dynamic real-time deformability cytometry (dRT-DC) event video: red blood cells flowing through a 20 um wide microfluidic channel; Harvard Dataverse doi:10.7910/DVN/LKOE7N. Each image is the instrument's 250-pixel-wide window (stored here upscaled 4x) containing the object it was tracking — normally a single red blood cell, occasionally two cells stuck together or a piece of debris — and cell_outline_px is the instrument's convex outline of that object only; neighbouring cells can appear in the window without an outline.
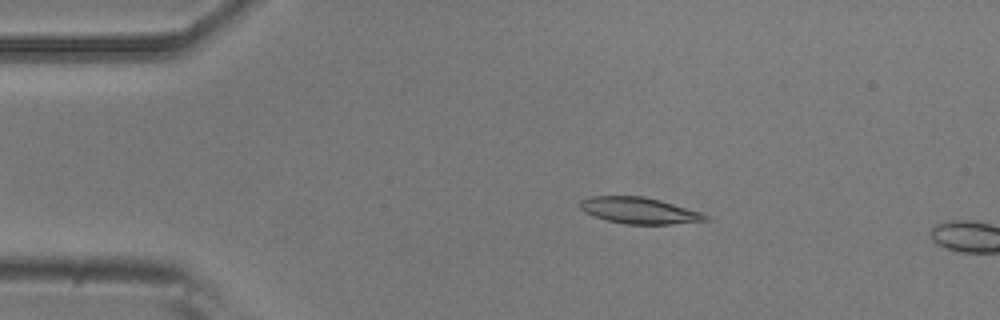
{"species": "common noctule bat (a hibernating species)", "species_latin": "Nyctalus noctula", "temperature_condition": "room temperature", "stored_images_in_passage": 4, "camera_frame_rate_fps": 3000, "um_per_image_px": 0.085, "animal": {"sex": "male", "body_mass_g": 20.5, "forearm_length_mm": 52.5}, "frame": {"image": 1, "passage_image": 3, "time_ms": 0.667, "image_size_px": [1000, 320], "cell_outline_px": [[708, 220], [672, 224], [624, 224], [592, 216], [584, 212], [580, 208], [580, 200], [592, 196], [644, 196], [660, 200], [700, 212], [708, 216]], "centroid_in_image_um": [54.29, 17.89], "position_along_channel_um": 30.7, "area_um2": 19.13}}